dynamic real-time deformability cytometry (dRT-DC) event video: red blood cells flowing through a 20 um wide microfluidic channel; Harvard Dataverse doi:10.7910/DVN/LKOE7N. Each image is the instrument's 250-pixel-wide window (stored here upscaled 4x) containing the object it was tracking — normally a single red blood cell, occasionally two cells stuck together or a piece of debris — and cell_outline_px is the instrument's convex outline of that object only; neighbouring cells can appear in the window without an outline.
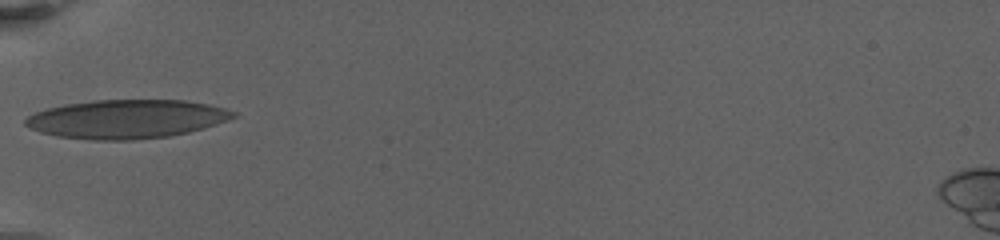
{"species": "human", "species_latin": "Homo sapiens", "temperature_condition": "warm", "stored_images_in_passage": 19, "camera_frame_rate_fps": 3000, "um_per_image_px": 0.085, "donor": {"sex": "female"}, "frame": {"image": 1, "passage_image": 1, "time_ms": 0.0, "image_size_px": [1000, 240], "cell_outline_px": [[236, 116], [228, 120], [216, 124], [188, 132], [172, 136], [132, 140], [92, 140], [56, 136], [40, 132], [24, 124], [24, 120], [28, 116], [36, 112], [48, 108], [64, 104], [96, 100], [184, 100], [208, 104], [224, 108], [236, 112]], "centroid_in_image_um": [10.76, 10.12], "position_along_channel_um": 74.2, "area_um2": 46.88}}
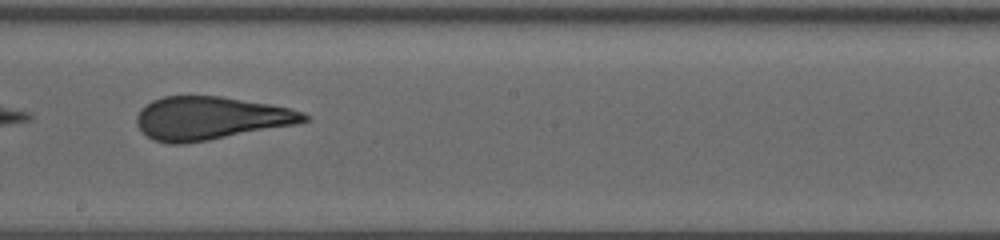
{"frame": {"image": 2, "passage_image": 6, "time_ms": 5.0, "image_size_px": [1000, 240], "cell_outline_px": [[312, 116], [308, 120], [296, 124], [208, 140], [184, 144], [168, 144], [152, 140], [136, 124], [136, 116], [152, 100], [164, 96], [220, 96], [268, 104], [288, 108], [304, 112]], "centroid_in_image_um": [17.9, 10.05], "position_along_channel_um": 230.3, "area_um2": 41.73}}